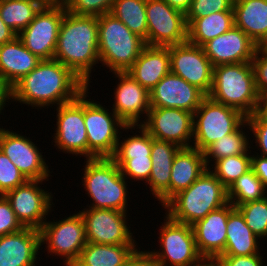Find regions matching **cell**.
I'll list each match as a JSON object with an SVG mask.
<instances>
[{"mask_svg": "<svg viewBox=\"0 0 267 266\" xmlns=\"http://www.w3.org/2000/svg\"><path fill=\"white\" fill-rule=\"evenodd\" d=\"M87 87L61 62L42 60L11 88V102L43 110L75 100Z\"/></svg>", "mask_w": 267, "mask_h": 266, "instance_id": "obj_1", "label": "cell"}, {"mask_svg": "<svg viewBox=\"0 0 267 266\" xmlns=\"http://www.w3.org/2000/svg\"><path fill=\"white\" fill-rule=\"evenodd\" d=\"M53 59L61 62L91 87L92 69L100 62L98 17L76 15L66 10Z\"/></svg>", "mask_w": 267, "mask_h": 266, "instance_id": "obj_2", "label": "cell"}, {"mask_svg": "<svg viewBox=\"0 0 267 266\" xmlns=\"http://www.w3.org/2000/svg\"><path fill=\"white\" fill-rule=\"evenodd\" d=\"M227 203V188L207 168L190 187L178 192L163 207L172 220L193 225Z\"/></svg>", "mask_w": 267, "mask_h": 266, "instance_id": "obj_3", "label": "cell"}, {"mask_svg": "<svg viewBox=\"0 0 267 266\" xmlns=\"http://www.w3.org/2000/svg\"><path fill=\"white\" fill-rule=\"evenodd\" d=\"M82 185L92 200L89 208H105L127 212L128 181L111 157L85 159Z\"/></svg>", "mask_w": 267, "mask_h": 266, "instance_id": "obj_4", "label": "cell"}, {"mask_svg": "<svg viewBox=\"0 0 267 266\" xmlns=\"http://www.w3.org/2000/svg\"><path fill=\"white\" fill-rule=\"evenodd\" d=\"M207 96L246 117L256 112L260 96L251 62L214 66L212 88Z\"/></svg>", "mask_w": 267, "mask_h": 266, "instance_id": "obj_5", "label": "cell"}, {"mask_svg": "<svg viewBox=\"0 0 267 266\" xmlns=\"http://www.w3.org/2000/svg\"><path fill=\"white\" fill-rule=\"evenodd\" d=\"M145 41L113 14L98 17V54L100 66L108 72H126L139 57Z\"/></svg>", "mask_w": 267, "mask_h": 266, "instance_id": "obj_6", "label": "cell"}, {"mask_svg": "<svg viewBox=\"0 0 267 266\" xmlns=\"http://www.w3.org/2000/svg\"><path fill=\"white\" fill-rule=\"evenodd\" d=\"M88 90H90L89 87L84 90L87 159L112 157L116 151L118 139L124 136L121 134L127 130V134L129 130L133 134L135 126H127L113 111L108 112L111 109L103 106L100 102L91 100Z\"/></svg>", "mask_w": 267, "mask_h": 266, "instance_id": "obj_7", "label": "cell"}, {"mask_svg": "<svg viewBox=\"0 0 267 266\" xmlns=\"http://www.w3.org/2000/svg\"><path fill=\"white\" fill-rule=\"evenodd\" d=\"M160 226L159 251L143 250L161 266H197L205 259L199 253L192 225L172 220L167 214Z\"/></svg>", "mask_w": 267, "mask_h": 266, "instance_id": "obj_8", "label": "cell"}, {"mask_svg": "<svg viewBox=\"0 0 267 266\" xmlns=\"http://www.w3.org/2000/svg\"><path fill=\"white\" fill-rule=\"evenodd\" d=\"M245 120L239 110L206 96L193 113L192 147L203 152L224 135L233 133Z\"/></svg>", "mask_w": 267, "mask_h": 266, "instance_id": "obj_9", "label": "cell"}, {"mask_svg": "<svg viewBox=\"0 0 267 266\" xmlns=\"http://www.w3.org/2000/svg\"><path fill=\"white\" fill-rule=\"evenodd\" d=\"M45 221L40 231V244L50 256H59L64 266H72L85 247V223L80 212L70 214L61 220Z\"/></svg>", "mask_w": 267, "mask_h": 266, "instance_id": "obj_10", "label": "cell"}, {"mask_svg": "<svg viewBox=\"0 0 267 266\" xmlns=\"http://www.w3.org/2000/svg\"><path fill=\"white\" fill-rule=\"evenodd\" d=\"M66 12L62 2H47L28 26L17 36L23 45L41 60H52L58 34Z\"/></svg>", "mask_w": 267, "mask_h": 266, "instance_id": "obj_11", "label": "cell"}, {"mask_svg": "<svg viewBox=\"0 0 267 266\" xmlns=\"http://www.w3.org/2000/svg\"><path fill=\"white\" fill-rule=\"evenodd\" d=\"M85 223L88 243L110 245H137L128 224L127 212L114 209L83 208L80 211Z\"/></svg>", "mask_w": 267, "mask_h": 266, "instance_id": "obj_12", "label": "cell"}, {"mask_svg": "<svg viewBox=\"0 0 267 266\" xmlns=\"http://www.w3.org/2000/svg\"><path fill=\"white\" fill-rule=\"evenodd\" d=\"M45 181L27 180L23 185L4 194L23 227L40 229L47 220L46 216L54 211L52 192L40 187Z\"/></svg>", "mask_w": 267, "mask_h": 266, "instance_id": "obj_13", "label": "cell"}, {"mask_svg": "<svg viewBox=\"0 0 267 266\" xmlns=\"http://www.w3.org/2000/svg\"><path fill=\"white\" fill-rule=\"evenodd\" d=\"M53 142L56 150L87 159V133L84 124V91L73 101L57 106ZM82 155V156H81Z\"/></svg>", "mask_w": 267, "mask_h": 266, "instance_id": "obj_14", "label": "cell"}, {"mask_svg": "<svg viewBox=\"0 0 267 266\" xmlns=\"http://www.w3.org/2000/svg\"><path fill=\"white\" fill-rule=\"evenodd\" d=\"M147 45L168 47L187 41L184 13L164 0H146Z\"/></svg>", "mask_w": 267, "mask_h": 266, "instance_id": "obj_15", "label": "cell"}, {"mask_svg": "<svg viewBox=\"0 0 267 266\" xmlns=\"http://www.w3.org/2000/svg\"><path fill=\"white\" fill-rule=\"evenodd\" d=\"M135 128L132 136L125 135L121 141L118 139L116 151L111 158L126 179L147 183L152 170V136L141 125H136Z\"/></svg>", "mask_w": 267, "mask_h": 266, "instance_id": "obj_16", "label": "cell"}, {"mask_svg": "<svg viewBox=\"0 0 267 266\" xmlns=\"http://www.w3.org/2000/svg\"><path fill=\"white\" fill-rule=\"evenodd\" d=\"M26 134L0 129V151L19 169L27 180H47L52 172L41 149ZM40 150V151H39Z\"/></svg>", "mask_w": 267, "mask_h": 266, "instance_id": "obj_17", "label": "cell"}, {"mask_svg": "<svg viewBox=\"0 0 267 266\" xmlns=\"http://www.w3.org/2000/svg\"><path fill=\"white\" fill-rule=\"evenodd\" d=\"M171 73L196 86L206 96L213 82V68L203 47L186 41L169 46Z\"/></svg>", "mask_w": 267, "mask_h": 266, "instance_id": "obj_18", "label": "cell"}, {"mask_svg": "<svg viewBox=\"0 0 267 266\" xmlns=\"http://www.w3.org/2000/svg\"><path fill=\"white\" fill-rule=\"evenodd\" d=\"M154 139L169 141L181 148L192 147L193 113L177 108H150L141 125Z\"/></svg>", "mask_w": 267, "mask_h": 266, "instance_id": "obj_19", "label": "cell"}, {"mask_svg": "<svg viewBox=\"0 0 267 266\" xmlns=\"http://www.w3.org/2000/svg\"><path fill=\"white\" fill-rule=\"evenodd\" d=\"M116 81L111 110L127 125L140 126L150 110L149 91L127 72H113ZM144 116V117H143ZM142 117V118H141Z\"/></svg>", "mask_w": 267, "mask_h": 266, "instance_id": "obj_20", "label": "cell"}, {"mask_svg": "<svg viewBox=\"0 0 267 266\" xmlns=\"http://www.w3.org/2000/svg\"><path fill=\"white\" fill-rule=\"evenodd\" d=\"M202 47L212 65L219 66L251 62L258 45L242 29L233 25Z\"/></svg>", "mask_w": 267, "mask_h": 266, "instance_id": "obj_21", "label": "cell"}, {"mask_svg": "<svg viewBox=\"0 0 267 266\" xmlns=\"http://www.w3.org/2000/svg\"><path fill=\"white\" fill-rule=\"evenodd\" d=\"M151 108H177L194 113L206 95L173 73L165 75L149 91Z\"/></svg>", "mask_w": 267, "mask_h": 266, "instance_id": "obj_22", "label": "cell"}, {"mask_svg": "<svg viewBox=\"0 0 267 266\" xmlns=\"http://www.w3.org/2000/svg\"><path fill=\"white\" fill-rule=\"evenodd\" d=\"M234 209L229 202L192 225L197 249L205 260H215L225 250L226 225Z\"/></svg>", "mask_w": 267, "mask_h": 266, "instance_id": "obj_23", "label": "cell"}, {"mask_svg": "<svg viewBox=\"0 0 267 266\" xmlns=\"http://www.w3.org/2000/svg\"><path fill=\"white\" fill-rule=\"evenodd\" d=\"M42 249L39 229L24 227L0 236V266H36Z\"/></svg>", "mask_w": 267, "mask_h": 266, "instance_id": "obj_24", "label": "cell"}, {"mask_svg": "<svg viewBox=\"0 0 267 266\" xmlns=\"http://www.w3.org/2000/svg\"><path fill=\"white\" fill-rule=\"evenodd\" d=\"M181 149L177 144L157 140L152 137L151 161L152 170L149 180L151 194L163 207L170 200V179L173 159Z\"/></svg>", "mask_w": 267, "mask_h": 266, "instance_id": "obj_25", "label": "cell"}, {"mask_svg": "<svg viewBox=\"0 0 267 266\" xmlns=\"http://www.w3.org/2000/svg\"><path fill=\"white\" fill-rule=\"evenodd\" d=\"M126 72L142 87L150 91L165 75L171 72L169 46L146 45Z\"/></svg>", "mask_w": 267, "mask_h": 266, "instance_id": "obj_26", "label": "cell"}, {"mask_svg": "<svg viewBox=\"0 0 267 266\" xmlns=\"http://www.w3.org/2000/svg\"><path fill=\"white\" fill-rule=\"evenodd\" d=\"M41 61L23 45L18 36L0 45V77L10 89Z\"/></svg>", "mask_w": 267, "mask_h": 266, "instance_id": "obj_27", "label": "cell"}, {"mask_svg": "<svg viewBox=\"0 0 267 266\" xmlns=\"http://www.w3.org/2000/svg\"><path fill=\"white\" fill-rule=\"evenodd\" d=\"M137 245L86 243L72 266H127L140 253Z\"/></svg>", "mask_w": 267, "mask_h": 266, "instance_id": "obj_28", "label": "cell"}, {"mask_svg": "<svg viewBox=\"0 0 267 266\" xmlns=\"http://www.w3.org/2000/svg\"><path fill=\"white\" fill-rule=\"evenodd\" d=\"M204 154L193 147L181 148L173 159L170 179V199L190 187L206 170Z\"/></svg>", "mask_w": 267, "mask_h": 266, "instance_id": "obj_29", "label": "cell"}, {"mask_svg": "<svg viewBox=\"0 0 267 266\" xmlns=\"http://www.w3.org/2000/svg\"><path fill=\"white\" fill-rule=\"evenodd\" d=\"M234 25L258 46L267 37V0H234Z\"/></svg>", "mask_w": 267, "mask_h": 266, "instance_id": "obj_30", "label": "cell"}, {"mask_svg": "<svg viewBox=\"0 0 267 266\" xmlns=\"http://www.w3.org/2000/svg\"><path fill=\"white\" fill-rule=\"evenodd\" d=\"M226 234L225 250L220 255L249 256L264 249L259 246L261 240L253 234L236 208L228 216Z\"/></svg>", "mask_w": 267, "mask_h": 266, "instance_id": "obj_31", "label": "cell"}, {"mask_svg": "<svg viewBox=\"0 0 267 266\" xmlns=\"http://www.w3.org/2000/svg\"><path fill=\"white\" fill-rule=\"evenodd\" d=\"M234 25V11L214 12L194 19L187 26V41L203 46L206 42L227 32Z\"/></svg>", "mask_w": 267, "mask_h": 266, "instance_id": "obj_32", "label": "cell"}, {"mask_svg": "<svg viewBox=\"0 0 267 266\" xmlns=\"http://www.w3.org/2000/svg\"><path fill=\"white\" fill-rule=\"evenodd\" d=\"M246 129H249V126L245 120L233 133L224 135L222 139L215 141L208 146L203 151L206 168H210V165L215 161L224 157L252 154L251 148L253 147L250 146L251 142H249L251 141L249 140L250 133L248 130L246 131ZM245 131L248 132V134Z\"/></svg>", "mask_w": 267, "mask_h": 266, "instance_id": "obj_33", "label": "cell"}, {"mask_svg": "<svg viewBox=\"0 0 267 266\" xmlns=\"http://www.w3.org/2000/svg\"><path fill=\"white\" fill-rule=\"evenodd\" d=\"M46 3V0H0V17L18 35Z\"/></svg>", "mask_w": 267, "mask_h": 266, "instance_id": "obj_34", "label": "cell"}, {"mask_svg": "<svg viewBox=\"0 0 267 266\" xmlns=\"http://www.w3.org/2000/svg\"><path fill=\"white\" fill-rule=\"evenodd\" d=\"M110 13L147 45L146 0H116Z\"/></svg>", "mask_w": 267, "mask_h": 266, "instance_id": "obj_35", "label": "cell"}, {"mask_svg": "<svg viewBox=\"0 0 267 266\" xmlns=\"http://www.w3.org/2000/svg\"><path fill=\"white\" fill-rule=\"evenodd\" d=\"M267 196V188L252 169L239 177L228 189V201L234 206L258 201Z\"/></svg>", "mask_w": 267, "mask_h": 266, "instance_id": "obj_36", "label": "cell"}, {"mask_svg": "<svg viewBox=\"0 0 267 266\" xmlns=\"http://www.w3.org/2000/svg\"><path fill=\"white\" fill-rule=\"evenodd\" d=\"M251 156L241 154L224 157L215 161L208 169L228 189L239 177L251 169Z\"/></svg>", "mask_w": 267, "mask_h": 266, "instance_id": "obj_37", "label": "cell"}, {"mask_svg": "<svg viewBox=\"0 0 267 266\" xmlns=\"http://www.w3.org/2000/svg\"><path fill=\"white\" fill-rule=\"evenodd\" d=\"M244 217L253 234L262 241L267 239V196L235 207Z\"/></svg>", "mask_w": 267, "mask_h": 266, "instance_id": "obj_38", "label": "cell"}, {"mask_svg": "<svg viewBox=\"0 0 267 266\" xmlns=\"http://www.w3.org/2000/svg\"><path fill=\"white\" fill-rule=\"evenodd\" d=\"M116 0H63L67 11L76 15L99 17L111 12Z\"/></svg>", "mask_w": 267, "mask_h": 266, "instance_id": "obj_39", "label": "cell"}, {"mask_svg": "<svg viewBox=\"0 0 267 266\" xmlns=\"http://www.w3.org/2000/svg\"><path fill=\"white\" fill-rule=\"evenodd\" d=\"M234 0H192L185 14L187 26L196 18L208 16L214 12L233 11Z\"/></svg>", "mask_w": 267, "mask_h": 266, "instance_id": "obj_40", "label": "cell"}, {"mask_svg": "<svg viewBox=\"0 0 267 266\" xmlns=\"http://www.w3.org/2000/svg\"><path fill=\"white\" fill-rule=\"evenodd\" d=\"M26 181L19 169L0 151V195L23 185Z\"/></svg>", "mask_w": 267, "mask_h": 266, "instance_id": "obj_41", "label": "cell"}, {"mask_svg": "<svg viewBox=\"0 0 267 266\" xmlns=\"http://www.w3.org/2000/svg\"><path fill=\"white\" fill-rule=\"evenodd\" d=\"M246 122L249 126V131L252 132V139L251 145H253V140L256 142V146L260 154L258 152H253L263 157H267V121L263 120L256 112L252 115L246 117Z\"/></svg>", "mask_w": 267, "mask_h": 266, "instance_id": "obj_42", "label": "cell"}, {"mask_svg": "<svg viewBox=\"0 0 267 266\" xmlns=\"http://www.w3.org/2000/svg\"><path fill=\"white\" fill-rule=\"evenodd\" d=\"M24 228L17 220L9 201L0 195V236L20 231Z\"/></svg>", "mask_w": 267, "mask_h": 266, "instance_id": "obj_43", "label": "cell"}, {"mask_svg": "<svg viewBox=\"0 0 267 266\" xmlns=\"http://www.w3.org/2000/svg\"><path fill=\"white\" fill-rule=\"evenodd\" d=\"M251 64L253 67L256 88L260 96L267 93V53H264L258 47L251 60Z\"/></svg>", "mask_w": 267, "mask_h": 266, "instance_id": "obj_44", "label": "cell"}, {"mask_svg": "<svg viewBox=\"0 0 267 266\" xmlns=\"http://www.w3.org/2000/svg\"><path fill=\"white\" fill-rule=\"evenodd\" d=\"M262 254L249 256L219 255L215 260L219 266H267L264 265L265 261H263L265 260L263 256L266 253Z\"/></svg>", "mask_w": 267, "mask_h": 266, "instance_id": "obj_45", "label": "cell"}, {"mask_svg": "<svg viewBox=\"0 0 267 266\" xmlns=\"http://www.w3.org/2000/svg\"><path fill=\"white\" fill-rule=\"evenodd\" d=\"M251 169L267 188V157L252 153Z\"/></svg>", "mask_w": 267, "mask_h": 266, "instance_id": "obj_46", "label": "cell"}, {"mask_svg": "<svg viewBox=\"0 0 267 266\" xmlns=\"http://www.w3.org/2000/svg\"><path fill=\"white\" fill-rule=\"evenodd\" d=\"M11 89L6 85L3 79L0 77V115L5 110L6 104H11ZM8 102V103H6ZM4 109V110H3Z\"/></svg>", "mask_w": 267, "mask_h": 266, "instance_id": "obj_47", "label": "cell"}, {"mask_svg": "<svg viewBox=\"0 0 267 266\" xmlns=\"http://www.w3.org/2000/svg\"><path fill=\"white\" fill-rule=\"evenodd\" d=\"M17 34L0 17V45L12 41Z\"/></svg>", "mask_w": 267, "mask_h": 266, "instance_id": "obj_48", "label": "cell"}, {"mask_svg": "<svg viewBox=\"0 0 267 266\" xmlns=\"http://www.w3.org/2000/svg\"><path fill=\"white\" fill-rule=\"evenodd\" d=\"M171 8H174L184 14L190 9L192 0H164Z\"/></svg>", "mask_w": 267, "mask_h": 266, "instance_id": "obj_49", "label": "cell"}, {"mask_svg": "<svg viewBox=\"0 0 267 266\" xmlns=\"http://www.w3.org/2000/svg\"><path fill=\"white\" fill-rule=\"evenodd\" d=\"M256 113L267 121V93L260 95Z\"/></svg>", "mask_w": 267, "mask_h": 266, "instance_id": "obj_50", "label": "cell"}, {"mask_svg": "<svg viewBox=\"0 0 267 266\" xmlns=\"http://www.w3.org/2000/svg\"><path fill=\"white\" fill-rule=\"evenodd\" d=\"M140 266H161L152 261L143 251L140 253Z\"/></svg>", "mask_w": 267, "mask_h": 266, "instance_id": "obj_51", "label": "cell"}, {"mask_svg": "<svg viewBox=\"0 0 267 266\" xmlns=\"http://www.w3.org/2000/svg\"><path fill=\"white\" fill-rule=\"evenodd\" d=\"M197 266H219V264L216 262V260H204Z\"/></svg>", "mask_w": 267, "mask_h": 266, "instance_id": "obj_52", "label": "cell"}, {"mask_svg": "<svg viewBox=\"0 0 267 266\" xmlns=\"http://www.w3.org/2000/svg\"><path fill=\"white\" fill-rule=\"evenodd\" d=\"M264 53H267V37L258 46Z\"/></svg>", "mask_w": 267, "mask_h": 266, "instance_id": "obj_53", "label": "cell"}, {"mask_svg": "<svg viewBox=\"0 0 267 266\" xmlns=\"http://www.w3.org/2000/svg\"><path fill=\"white\" fill-rule=\"evenodd\" d=\"M127 266H140V254Z\"/></svg>", "mask_w": 267, "mask_h": 266, "instance_id": "obj_54", "label": "cell"}, {"mask_svg": "<svg viewBox=\"0 0 267 266\" xmlns=\"http://www.w3.org/2000/svg\"><path fill=\"white\" fill-rule=\"evenodd\" d=\"M47 2H62L63 0H46Z\"/></svg>", "mask_w": 267, "mask_h": 266, "instance_id": "obj_55", "label": "cell"}]
</instances>
